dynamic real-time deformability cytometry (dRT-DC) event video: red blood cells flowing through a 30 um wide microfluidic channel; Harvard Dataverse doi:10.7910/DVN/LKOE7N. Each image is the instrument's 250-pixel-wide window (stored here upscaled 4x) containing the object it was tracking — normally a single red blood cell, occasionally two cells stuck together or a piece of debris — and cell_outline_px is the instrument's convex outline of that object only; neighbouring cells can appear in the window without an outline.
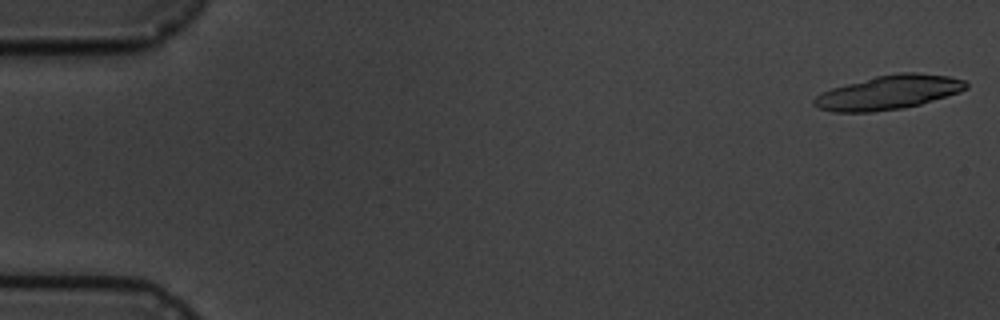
{"species": "common noctule bat (a hibernating species)", "species_latin": "Nyctalus noctula", "temperature_condition": "cold", "stored_images_in_passage": 6, "camera_frame_rate_fps": 3000, "um_per_image_px": 0.085, "animal": {"sex": "male", "body_mass_g": 19.5, "forearm_length_mm": 54.6}, "frame": {"image": 1, "passage_image": 1, "time_ms": 0.0, "image_size_px": [1000, 320], "cell_outline_px": [[968, 88], [960, 92], [920, 104], [904, 108], [872, 112], [832, 112], [820, 108], [812, 104], [812, 100], [820, 92], [832, 88], [876, 76], [900, 72], [916, 72], [948, 76], [964, 80], [968, 84]], "centroid_in_image_um": [75.52, 7.86], "position_along_channel_um": 9.5, "area_um2": 30.17}}